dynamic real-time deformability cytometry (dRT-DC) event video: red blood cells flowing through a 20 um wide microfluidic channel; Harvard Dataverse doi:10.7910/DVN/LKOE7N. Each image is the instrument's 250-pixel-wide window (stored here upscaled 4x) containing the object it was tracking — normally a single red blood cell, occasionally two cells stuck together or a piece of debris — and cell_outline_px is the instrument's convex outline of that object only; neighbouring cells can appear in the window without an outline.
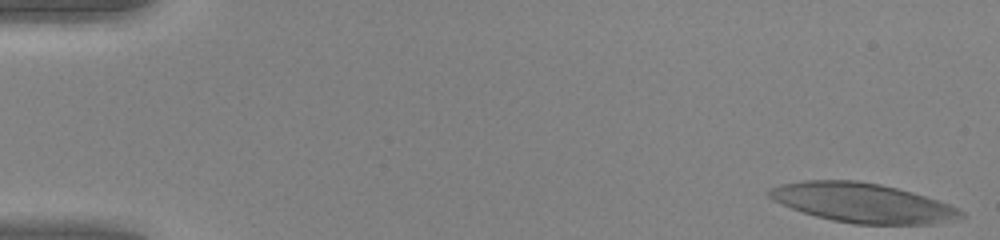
{"species": "human", "species_latin": "Homo sapiens", "temperature_condition": "warm", "stored_images_in_passage": 49, "camera_frame_rate_fps": 3000, "um_per_image_px": 0.085, "donor": {"sex": "female"}, "frame": {"image": 1, "passage_image": 1, "time_ms": 0.0, "image_size_px": [1000, 240], "cell_outline_px": [[964, 216], [956, 220], [932, 224], [852, 224], [832, 220], [816, 216], [792, 208], [772, 200], [768, 196], [768, 188], [780, 184], [804, 180], [856, 180], [880, 184], [912, 192], [940, 200], [964, 212]], "centroid_in_image_um": [73.32, 17.24], "position_along_channel_um": 11.7, "area_um2": 44.1}}
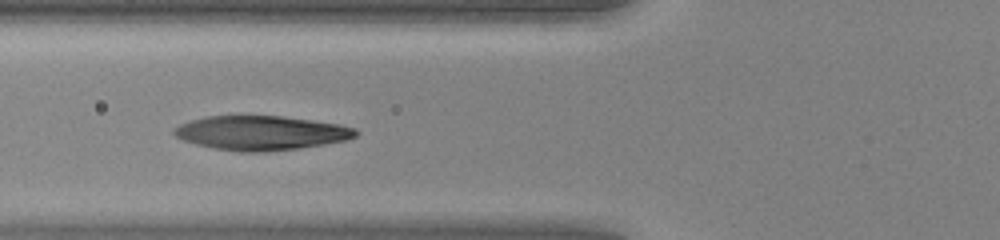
{"frame": {"image": 2, "passage_image": 19, "time_ms": 6.0, "image_size_px": [1000, 240], "cell_outline_px": [[360, 132], [356, 136], [348, 140], [324, 144], [296, 148], [260, 152], [240, 152], [212, 148], [196, 144], [184, 140], [176, 136], [172, 132], [172, 128], [180, 124], [204, 116], [280, 116], [312, 120], [340, 124], [356, 128]], "centroid_in_image_um": [22.2, 11.29], "position_along_channel_um": 103.6, "area_um2": 36.3}}
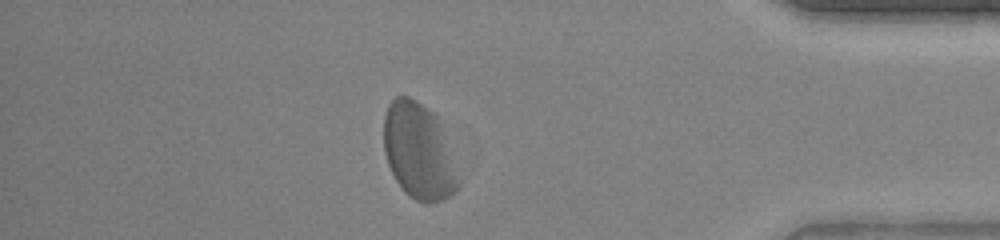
{"frame": {"image": 3, "passage_image": 43, "time_ms": 14.0, "image_size_px": [1000, 240], "cell_outline_px": [[460, 184], [456, 192], [444, 200], [428, 204], [424, 204], [408, 196], [404, 192], [396, 180], [388, 164], [384, 152], [384, 116], [388, 104], [396, 96], [408, 96], [416, 100], [432, 112], [440, 128]], "centroid_in_image_um": [35.53, 12.91], "position_along_channel_um": 399.7, "area_um2": 40.98}, "authors_computed_cell_mechanics": {"area_um2": 41.5004, "velocity_mm_per_s": 4.064, "shape_relaxation_time_tau1_ms": 1.2311, "shape_relaxation_time_tau2_ms": 1.7172, "deformation_change_tau1": 0.0951, "deformation_change_tau2": 0.1416}}